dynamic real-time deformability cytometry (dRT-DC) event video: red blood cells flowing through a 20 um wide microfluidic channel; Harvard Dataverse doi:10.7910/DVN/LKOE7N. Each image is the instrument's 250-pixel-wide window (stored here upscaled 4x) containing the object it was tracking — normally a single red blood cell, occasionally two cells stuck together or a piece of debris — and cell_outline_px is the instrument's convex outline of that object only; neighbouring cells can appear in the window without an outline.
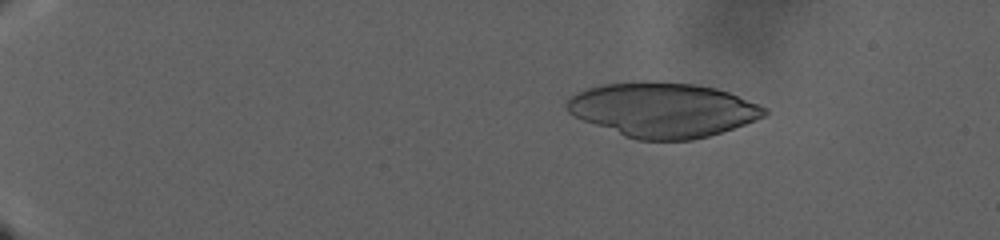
{"species": "human", "species_latin": "Homo sapiens", "temperature_condition": "warm", "stored_images_in_passage": 137, "camera_frame_rate_fps": 3000, "um_per_image_px": 0.085, "donor": {"sex": "male"}, "frame": {"image": 1, "passage_image": 26, "time_ms": 8.333, "image_size_px": [1000, 240], "cell_outline_px": [[768, 112], [764, 116], [756, 120], [708, 136], [692, 140], [636, 140], [624, 136], [584, 120], [568, 112], [564, 104], [576, 92], [600, 84], [636, 80], [652, 80], [696, 84], [716, 88], [728, 92], [768, 108]], "centroid_in_image_um": [56.32, 9.31], "position_along_channel_um": 28.7, "area_um2": 63.06}}